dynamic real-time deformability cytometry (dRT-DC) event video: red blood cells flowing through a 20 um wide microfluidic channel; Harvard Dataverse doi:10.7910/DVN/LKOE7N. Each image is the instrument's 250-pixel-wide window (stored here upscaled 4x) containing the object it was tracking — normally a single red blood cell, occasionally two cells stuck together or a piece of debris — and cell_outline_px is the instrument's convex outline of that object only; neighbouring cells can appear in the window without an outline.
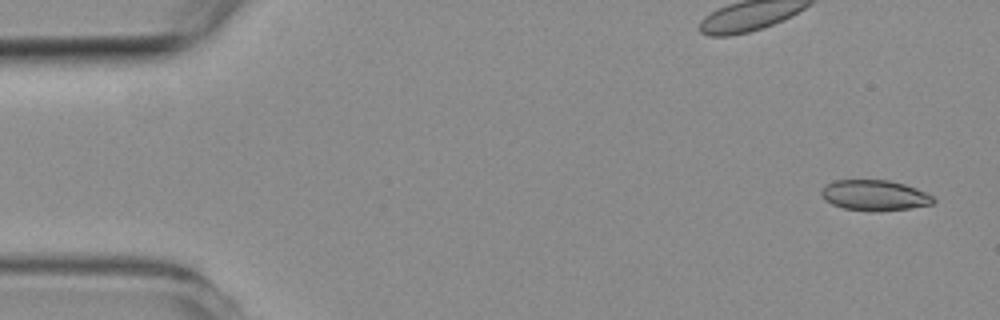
{"species": "common noctule bat (a hibernating species)", "species_latin": "Nyctalus noctula", "temperature_condition": "room temperature", "stored_images_in_passage": 6, "camera_frame_rate_fps": 3000, "um_per_image_px": 0.085, "animal": {"sex": "female", "body_mass_g": 19.3, "forearm_length_mm": 54.1}, "frame": {"image": 1, "passage_image": 1, "time_ms": 0.0, "image_size_px": [1000, 320], "cell_outline_px": [[936, 200], [932, 204], [908, 208], [880, 212], [844, 208], [832, 204], [824, 200], [820, 192], [832, 180], [888, 180], [904, 184], [916, 188], [932, 196]], "centroid_in_image_um": [74.33, 16.6], "position_along_channel_um": 10.7, "area_um2": 19.83}}
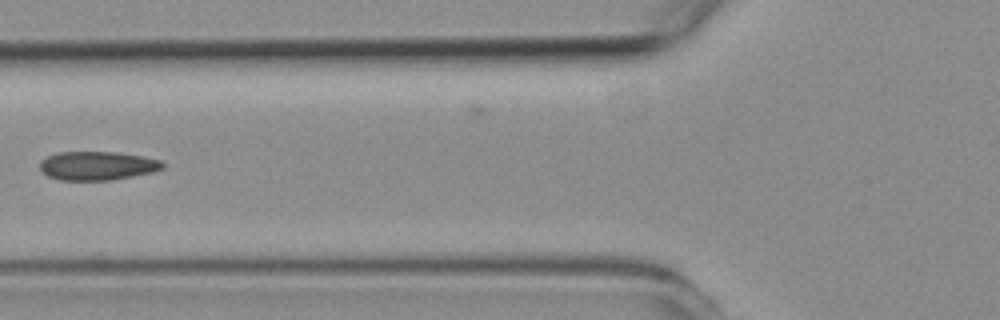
{"frame": {"image": 2, "passage_image": 5, "time_ms": 6.0, "image_size_px": [1000, 320], "cell_outline_px": [[164, 168], [152, 172], [112, 180], [60, 180], [48, 176], [40, 172], [40, 160], [48, 156], [60, 152], [116, 152], [144, 156], [160, 160], [164, 164]], "centroid_in_image_um": [8.26, 14.09], "position_along_channel_um": 117.5, "area_um2": 20.63}}
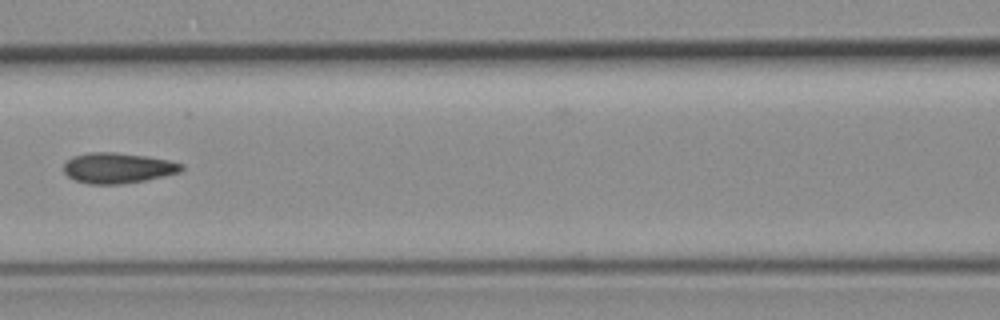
{"frame": {"image": 3, "passage_image": 6, "time_ms": 7.0, "image_size_px": [1000, 320], "cell_outline_px": [[184, 168], [180, 172], [164, 176], [124, 184], [88, 184], [76, 180], [68, 176], [64, 172], [64, 164], [72, 156], [92, 152], [116, 152], [144, 156], [168, 160], [184, 164]], "centroid_in_image_um": [10.02, 14.28], "position_along_channel_um": 156.6, "area_um2": 20.87}}